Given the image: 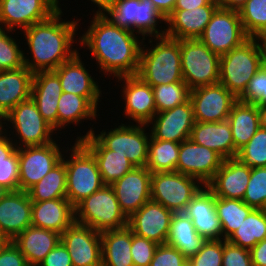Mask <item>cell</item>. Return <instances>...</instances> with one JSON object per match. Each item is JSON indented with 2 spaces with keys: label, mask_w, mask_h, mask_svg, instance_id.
I'll list each match as a JSON object with an SVG mask.
<instances>
[{
  "label": "cell",
  "mask_w": 266,
  "mask_h": 266,
  "mask_svg": "<svg viewBox=\"0 0 266 266\" xmlns=\"http://www.w3.org/2000/svg\"><path fill=\"white\" fill-rule=\"evenodd\" d=\"M184 213L192 220L197 233L206 240L223 239L222 226L215 208V195L206 185L188 203Z\"/></svg>",
  "instance_id": "cell-23"
},
{
  "label": "cell",
  "mask_w": 266,
  "mask_h": 266,
  "mask_svg": "<svg viewBox=\"0 0 266 266\" xmlns=\"http://www.w3.org/2000/svg\"><path fill=\"white\" fill-rule=\"evenodd\" d=\"M117 82H122L123 115L136 124H148L157 113L152 87L138 75L121 76ZM124 83V84H123Z\"/></svg>",
  "instance_id": "cell-18"
},
{
  "label": "cell",
  "mask_w": 266,
  "mask_h": 266,
  "mask_svg": "<svg viewBox=\"0 0 266 266\" xmlns=\"http://www.w3.org/2000/svg\"><path fill=\"white\" fill-rule=\"evenodd\" d=\"M63 15L60 8L47 20L35 23L20 33H24L27 41L25 45H28L30 50H27L30 56L24 52V66L32 73L54 71L79 51L73 44L76 43L78 46L79 43V36H76V33L81 19L66 21L63 20Z\"/></svg>",
  "instance_id": "cell-2"
},
{
  "label": "cell",
  "mask_w": 266,
  "mask_h": 266,
  "mask_svg": "<svg viewBox=\"0 0 266 266\" xmlns=\"http://www.w3.org/2000/svg\"><path fill=\"white\" fill-rule=\"evenodd\" d=\"M6 31V32H5ZM10 31L7 27H5L1 22H0V40L7 34L10 33Z\"/></svg>",
  "instance_id": "cell-62"
},
{
  "label": "cell",
  "mask_w": 266,
  "mask_h": 266,
  "mask_svg": "<svg viewBox=\"0 0 266 266\" xmlns=\"http://www.w3.org/2000/svg\"><path fill=\"white\" fill-rule=\"evenodd\" d=\"M103 16L112 24L135 32L143 39L165 36L166 27H159V23H166V19L151 0H115Z\"/></svg>",
  "instance_id": "cell-7"
},
{
  "label": "cell",
  "mask_w": 266,
  "mask_h": 266,
  "mask_svg": "<svg viewBox=\"0 0 266 266\" xmlns=\"http://www.w3.org/2000/svg\"><path fill=\"white\" fill-rule=\"evenodd\" d=\"M204 185L180 172H156L151 175V200L173 213L184 212L188 203Z\"/></svg>",
  "instance_id": "cell-11"
},
{
  "label": "cell",
  "mask_w": 266,
  "mask_h": 266,
  "mask_svg": "<svg viewBox=\"0 0 266 266\" xmlns=\"http://www.w3.org/2000/svg\"><path fill=\"white\" fill-rule=\"evenodd\" d=\"M10 242V239H8L1 231H0V251L7 245V243Z\"/></svg>",
  "instance_id": "cell-61"
},
{
  "label": "cell",
  "mask_w": 266,
  "mask_h": 266,
  "mask_svg": "<svg viewBox=\"0 0 266 266\" xmlns=\"http://www.w3.org/2000/svg\"><path fill=\"white\" fill-rule=\"evenodd\" d=\"M58 141L18 149L20 191H27L62 161L66 147Z\"/></svg>",
  "instance_id": "cell-13"
},
{
  "label": "cell",
  "mask_w": 266,
  "mask_h": 266,
  "mask_svg": "<svg viewBox=\"0 0 266 266\" xmlns=\"http://www.w3.org/2000/svg\"><path fill=\"white\" fill-rule=\"evenodd\" d=\"M14 36L8 33L0 40V71L15 70L24 66V51Z\"/></svg>",
  "instance_id": "cell-45"
},
{
  "label": "cell",
  "mask_w": 266,
  "mask_h": 266,
  "mask_svg": "<svg viewBox=\"0 0 266 266\" xmlns=\"http://www.w3.org/2000/svg\"><path fill=\"white\" fill-rule=\"evenodd\" d=\"M206 5H218L214 0H177L174 9L189 10Z\"/></svg>",
  "instance_id": "cell-56"
},
{
  "label": "cell",
  "mask_w": 266,
  "mask_h": 266,
  "mask_svg": "<svg viewBox=\"0 0 266 266\" xmlns=\"http://www.w3.org/2000/svg\"><path fill=\"white\" fill-rule=\"evenodd\" d=\"M247 0H218V6L223 9L238 11L246 4Z\"/></svg>",
  "instance_id": "cell-58"
},
{
  "label": "cell",
  "mask_w": 266,
  "mask_h": 266,
  "mask_svg": "<svg viewBox=\"0 0 266 266\" xmlns=\"http://www.w3.org/2000/svg\"><path fill=\"white\" fill-rule=\"evenodd\" d=\"M152 89L157 113L170 110L190 99V89L185 82L160 84Z\"/></svg>",
  "instance_id": "cell-42"
},
{
  "label": "cell",
  "mask_w": 266,
  "mask_h": 266,
  "mask_svg": "<svg viewBox=\"0 0 266 266\" xmlns=\"http://www.w3.org/2000/svg\"><path fill=\"white\" fill-rule=\"evenodd\" d=\"M155 8L164 16L166 19L174 10L177 0H151Z\"/></svg>",
  "instance_id": "cell-57"
},
{
  "label": "cell",
  "mask_w": 266,
  "mask_h": 266,
  "mask_svg": "<svg viewBox=\"0 0 266 266\" xmlns=\"http://www.w3.org/2000/svg\"><path fill=\"white\" fill-rule=\"evenodd\" d=\"M238 100L248 104L266 105V62L250 79Z\"/></svg>",
  "instance_id": "cell-47"
},
{
  "label": "cell",
  "mask_w": 266,
  "mask_h": 266,
  "mask_svg": "<svg viewBox=\"0 0 266 266\" xmlns=\"http://www.w3.org/2000/svg\"><path fill=\"white\" fill-rule=\"evenodd\" d=\"M38 266H73L69 252L65 245L60 241Z\"/></svg>",
  "instance_id": "cell-52"
},
{
  "label": "cell",
  "mask_w": 266,
  "mask_h": 266,
  "mask_svg": "<svg viewBox=\"0 0 266 266\" xmlns=\"http://www.w3.org/2000/svg\"><path fill=\"white\" fill-rule=\"evenodd\" d=\"M123 124L115 125L106 132L95 133V129L89 127L83 136H78L76 141L92 134L106 149L124 154L135 167H145L148 160V145L151 132H146L147 124ZM146 132V133H145Z\"/></svg>",
  "instance_id": "cell-9"
},
{
  "label": "cell",
  "mask_w": 266,
  "mask_h": 266,
  "mask_svg": "<svg viewBox=\"0 0 266 266\" xmlns=\"http://www.w3.org/2000/svg\"><path fill=\"white\" fill-rule=\"evenodd\" d=\"M250 174L251 168L237 158L225 159L214 178L206 186L215 197L242 200Z\"/></svg>",
  "instance_id": "cell-26"
},
{
  "label": "cell",
  "mask_w": 266,
  "mask_h": 266,
  "mask_svg": "<svg viewBox=\"0 0 266 266\" xmlns=\"http://www.w3.org/2000/svg\"><path fill=\"white\" fill-rule=\"evenodd\" d=\"M89 1V0H88ZM98 8L94 14L103 15L114 3L115 0H90ZM97 5V6H96Z\"/></svg>",
  "instance_id": "cell-59"
},
{
  "label": "cell",
  "mask_w": 266,
  "mask_h": 266,
  "mask_svg": "<svg viewBox=\"0 0 266 266\" xmlns=\"http://www.w3.org/2000/svg\"><path fill=\"white\" fill-rule=\"evenodd\" d=\"M73 266H102L101 232L74 222L61 234Z\"/></svg>",
  "instance_id": "cell-16"
},
{
  "label": "cell",
  "mask_w": 266,
  "mask_h": 266,
  "mask_svg": "<svg viewBox=\"0 0 266 266\" xmlns=\"http://www.w3.org/2000/svg\"><path fill=\"white\" fill-rule=\"evenodd\" d=\"M222 266H253L250 250L235 246L223 239Z\"/></svg>",
  "instance_id": "cell-51"
},
{
  "label": "cell",
  "mask_w": 266,
  "mask_h": 266,
  "mask_svg": "<svg viewBox=\"0 0 266 266\" xmlns=\"http://www.w3.org/2000/svg\"><path fill=\"white\" fill-rule=\"evenodd\" d=\"M158 244L132 232L131 254L134 266H149Z\"/></svg>",
  "instance_id": "cell-48"
},
{
  "label": "cell",
  "mask_w": 266,
  "mask_h": 266,
  "mask_svg": "<svg viewBox=\"0 0 266 266\" xmlns=\"http://www.w3.org/2000/svg\"><path fill=\"white\" fill-rule=\"evenodd\" d=\"M32 226L62 234L75 222V207L67 198L32 201Z\"/></svg>",
  "instance_id": "cell-28"
},
{
  "label": "cell",
  "mask_w": 266,
  "mask_h": 266,
  "mask_svg": "<svg viewBox=\"0 0 266 266\" xmlns=\"http://www.w3.org/2000/svg\"><path fill=\"white\" fill-rule=\"evenodd\" d=\"M9 192H10V190L8 188H6L2 184H0V199L5 197Z\"/></svg>",
  "instance_id": "cell-63"
},
{
  "label": "cell",
  "mask_w": 266,
  "mask_h": 266,
  "mask_svg": "<svg viewBox=\"0 0 266 266\" xmlns=\"http://www.w3.org/2000/svg\"><path fill=\"white\" fill-rule=\"evenodd\" d=\"M263 47V51L265 54V61H266V32L259 38Z\"/></svg>",
  "instance_id": "cell-64"
},
{
  "label": "cell",
  "mask_w": 266,
  "mask_h": 266,
  "mask_svg": "<svg viewBox=\"0 0 266 266\" xmlns=\"http://www.w3.org/2000/svg\"><path fill=\"white\" fill-rule=\"evenodd\" d=\"M242 201L254 209L266 210V167L251 168L250 180Z\"/></svg>",
  "instance_id": "cell-44"
},
{
  "label": "cell",
  "mask_w": 266,
  "mask_h": 266,
  "mask_svg": "<svg viewBox=\"0 0 266 266\" xmlns=\"http://www.w3.org/2000/svg\"><path fill=\"white\" fill-rule=\"evenodd\" d=\"M87 30L79 37L80 48L90 50L96 65L107 77L137 75L143 38L94 14ZM137 35V36H136ZM101 72V73H100Z\"/></svg>",
  "instance_id": "cell-1"
},
{
  "label": "cell",
  "mask_w": 266,
  "mask_h": 266,
  "mask_svg": "<svg viewBox=\"0 0 266 266\" xmlns=\"http://www.w3.org/2000/svg\"><path fill=\"white\" fill-rule=\"evenodd\" d=\"M172 215L162 204L149 200L128 218V227L138 236L158 245L165 244Z\"/></svg>",
  "instance_id": "cell-21"
},
{
  "label": "cell",
  "mask_w": 266,
  "mask_h": 266,
  "mask_svg": "<svg viewBox=\"0 0 266 266\" xmlns=\"http://www.w3.org/2000/svg\"><path fill=\"white\" fill-rule=\"evenodd\" d=\"M60 241L61 234L34 226H29L12 240L29 266H38Z\"/></svg>",
  "instance_id": "cell-31"
},
{
  "label": "cell",
  "mask_w": 266,
  "mask_h": 266,
  "mask_svg": "<svg viewBox=\"0 0 266 266\" xmlns=\"http://www.w3.org/2000/svg\"><path fill=\"white\" fill-rule=\"evenodd\" d=\"M151 175L146 167H134L111 185L127 218L151 200Z\"/></svg>",
  "instance_id": "cell-20"
},
{
  "label": "cell",
  "mask_w": 266,
  "mask_h": 266,
  "mask_svg": "<svg viewBox=\"0 0 266 266\" xmlns=\"http://www.w3.org/2000/svg\"><path fill=\"white\" fill-rule=\"evenodd\" d=\"M183 81L190 90L219 83L220 56L200 39H180Z\"/></svg>",
  "instance_id": "cell-10"
},
{
  "label": "cell",
  "mask_w": 266,
  "mask_h": 266,
  "mask_svg": "<svg viewBox=\"0 0 266 266\" xmlns=\"http://www.w3.org/2000/svg\"><path fill=\"white\" fill-rule=\"evenodd\" d=\"M32 201L27 191H10L0 199V231L11 241L32 226Z\"/></svg>",
  "instance_id": "cell-24"
},
{
  "label": "cell",
  "mask_w": 266,
  "mask_h": 266,
  "mask_svg": "<svg viewBox=\"0 0 266 266\" xmlns=\"http://www.w3.org/2000/svg\"><path fill=\"white\" fill-rule=\"evenodd\" d=\"M223 239L206 240L196 255L188 258V266H222Z\"/></svg>",
  "instance_id": "cell-46"
},
{
  "label": "cell",
  "mask_w": 266,
  "mask_h": 266,
  "mask_svg": "<svg viewBox=\"0 0 266 266\" xmlns=\"http://www.w3.org/2000/svg\"><path fill=\"white\" fill-rule=\"evenodd\" d=\"M131 245L132 231L128 226L101 232L102 266H134Z\"/></svg>",
  "instance_id": "cell-33"
},
{
  "label": "cell",
  "mask_w": 266,
  "mask_h": 266,
  "mask_svg": "<svg viewBox=\"0 0 266 266\" xmlns=\"http://www.w3.org/2000/svg\"><path fill=\"white\" fill-rule=\"evenodd\" d=\"M0 127L5 132H8L9 136H12L10 138L17 149L54 142L55 138L53 139L52 137L57 133L54 132L55 130L53 127L39 113L32 98L19 103L6 116H4L0 120ZM8 129H12L13 131H8Z\"/></svg>",
  "instance_id": "cell-6"
},
{
  "label": "cell",
  "mask_w": 266,
  "mask_h": 266,
  "mask_svg": "<svg viewBox=\"0 0 266 266\" xmlns=\"http://www.w3.org/2000/svg\"><path fill=\"white\" fill-rule=\"evenodd\" d=\"M205 242L184 212L173 213L166 244L178 249L188 259L196 255Z\"/></svg>",
  "instance_id": "cell-34"
},
{
  "label": "cell",
  "mask_w": 266,
  "mask_h": 266,
  "mask_svg": "<svg viewBox=\"0 0 266 266\" xmlns=\"http://www.w3.org/2000/svg\"><path fill=\"white\" fill-rule=\"evenodd\" d=\"M16 150L17 147L8 133L0 127V162L6 161Z\"/></svg>",
  "instance_id": "cell-54"
},
{
  "label": "cell",
  "mask_w": 266,
  "mask_h": 266,
  "mask_svg": "<svg viewBox=\"0 0 266 266\" xmlns=\"http://www.w3.org/2000/svg\"><path fill=\"white\" fill-rule=\"evenodd\" d=\"M234 147L239 150L246 145L260 128L256 104L237 101L228 116Z\"/></svg>",
  "instance_id": "cell-35"
},
{
  "label": "cell",
  "mask_w": 266,
  "mask_h": 266,
  "mask_svg": "<svg viewBox=\"0 0 266 266\" xmlns=\"http://www.w3.org/2000/svg\"><path fill=\"white\" fill-rule=\"evenodd\" d=\"M250 254L253 266H266V238L258 242Z\"/></svg>",
  "instance_id": "cell-55"
},
{
  "label": "cell",
  "mask_w": 266,
  "mask_h": 266,
  "mask_svg": "<svg viewBox=\"0 0 266 266\" xmlns=\"http://www.w3.org/2000/svg\"><path fill=\"white\" fill-rule=\"evenodd\" d=\"M69 148L62 157L66 166V198L76 207L105 184L93 154L80 141L75 140Z\"/></svg>",
  "instance_id": "cell-5"
},
{
  "label": "cell",
  "mask_w": 266,
  "mask_h": 266,
  "mask_svg": "<svg viewBox=\"0 0 266 266\" xmlns=\"http://www.w3.org/2000/svg\"><path fill=\"white\" fill-rule=\"evenodd\" d=\"M249 38L241 23L239 12L218 7L199 39L213 53L222 56Z\"/></svg>",
  "instance_id": "cell-12"
},
{
  "label": "cell",
  "mask_w": 266,
  "mask_h": 266,
  "mask_svg": "<svg viewBox=\"0 0 266 266\" xmlns=\"http://www.w3.org/2000/svg\"><path fill=\"white\" fill-rule=\"evenodd\" d=\"M193 142L217 152L224 160L236 158L232 131L228 120L219 122H196L191 130Z\"/></svg>",
  "instance_id": "cell-30"
},
{
  "label": "cell",
  "mask_w": 266,
  "mask_h": 266,
  "mask_svg": "<svg viewBox=\"0 0 266 266\" xmlns=\"http://www.w3.org/2000/svg\"><path fill=\"white\" fill-rule=\"evenodd\" d=\"M63 93L59 77L53 71L34 73L31 98L42 117L58 131V101Z\"/></svg>",
  "instance_id": "cell-27"
},
{
  "label": "cell",
  "mask_w": 266,
  "mask_h": 266,
  "mask_svg": "<svg viewBox=\"0 0 266 266\" xmlns=\"http://www.w3.org/2000/svg\"><path fill=\"white\" fill-rule=\"evenodd\" d=\"M53 72L59 77L63 92L86 97L98 108L103 91L86 69L79 52Z\"/></svg>",
  "instance_id": "cell-22"
},
{
  "label": "cell",
  "mask_w": 266,
  "mask_h": 266,
  "mask_svg": "<svg viewBox=\"0 0 266 266\" xmlns=\"http://www.w3.org/2000/svg\"><path fill=\"white\" fill-rule=\"evenodd\" d=\"M265 238L266 210L253 209L227 241L235 246L251 250Z\"/></svg>",
  "instance_id": "cell-37"
},
{
  "label": "cell",
  "mask_w": 266,
  "mask_h": 266,
  "mask_svg": "<svg viewBox=\"0 0 266 266\" xmlns=\"http://www.w3.org/2000/svg\"><path fill=\"white\" fill-rule=\"evenodd\" d=\"M79 141L95 157L105 185H112L135 167L128 160L126 153L120 154L106 149L92 134Z\"/></svg>",
  "instance_id": "cell-32"
},
{
  "label": "cell",
  "mask_w": 266,
  "mask_h": 266,
  "mask_svg": "<svg viewBox=\"0 0 266 266\" xmlns=\"http://www.w3.org/2000/svg\"><path fill=\"white\" fill-rule=\"evenodd\" d=\"M215 208L222 226L223 239L227 240L254 209L239 199L215 197Z\"/></svg>",
  "instance_id": "cell-40"
},
{
  "label": "cell",
  "mask_w": 266,
  "mask_h": 266,
  "mask_svg": "<svg viewBox=\"0 0 266 266\" xmlns=\"http://www.w3.org/2000/svg\"><path fill=\"white\" fill-rule=\"evenodd\" d=\"M196 122H219L228 119L238 98L220 82L190 90Z\"/></svg>",
  "instance_id": "cell-14"
},
{
  "label": "cell",
  "mask_w": 266,
  "mask_h": 266,
  "mask_svg": "<svg viewBox=\"0 0 266 266\" xmlns=\"http://www.w3.org/2000/svg\"><path fill=\"white\" fill-rule=\"evenodd\" d=\"M59 9L52 0H1L0 22L13 34L47 20Z\"/></svg>",
  "instance_id": "cell-15"
},
{
  "label": "cell",
  "mask_w": 266,
  "mask_h": 266,
  "mask_svg": "<svg viewBox=\"0 0 266 266\" xmlns=\"http://www.w3.org/2000/svg\"><path fill=\"white\" fill-rule=\"evenodd\" d=\"M0 184L10 191H19L18 149L6 161L0 162Z\"/></svg>",
  "instance_id": "cell-50"
},
{
  "label": "cell",
  "mask_w": 266,
  "mask_h": 266,
  "mask_svg": "<svg viewBox=\"0 0 266 266\" xmlns=\"http://www.w3.org/2000/svg\"><path fill=\"white\" fill-rule=\"evenodd\" d=\"M218 7L206 5L189 10L174 9L166 18L165 36L176 40L199 39Z\"/></svg>",
  "instance_id": "cell-25"
},
{
  "label": "cell",
  "mask_w": 266,
  "mask_h": 266,
  "mask_svg": "<svg viewBox=\"0 0 266 266\" xmlns=\"http://www.w3.org/2000/svg\"><path fill=\"white\" fill-rule=\"evenodd\" d=\"M194 123L193 105L189 99L170 110L156 113L147 125L154 139L181 143L190 138Z\"/></svg>",
  "instance_id": "cell-19"
},
{
  "label": "cell",
  "mask_w": 266,
  "mask_h": 266,
  "mask_svg": "<svg viewBox=\"0 0 266 266\" xmlns=\"http://www.w3.org/2000/svg\"><path fill=\"white\" fill-rule=\"evenodd\" d=\"M0 266H29L18 247L10 240L0 251Z\"/></svg>",
  "instance_id": "cell-53"
},
{
  "label": "cell",
  "mask_w": 266,
  "mask_h": 266,
  "mask_svg": "<svg viewBox=\"0 0 266 266\" xmlns=\"http://www.w3.org/2000/svg\"><path fill=\"white\" fill-rule=\"evenodd\" d=\"M149 266H188V259L175 247L160 244Z\"/></svg>",
  "instance_id": "cell-49"
},
{
  "label": "cell",
  "mask_w": 266,
  "mask_h": 266,
  "mask_svg": "<svg viewBox=\"0 0 266 266\" xmlns=\"http://www.w3.org/2000/svg\"><path fill=\"white\" fill-rule=\"evenodd\" d=\"M265 62L260 39L249 38L242 45L220 56L219 82L239 98Z\"/></svg>",
  "instance_id": "cell-4"
},
{
  "label": "cell",
  "mask_w": 266,
  "mask_h": 266,
  "mask_svg": "<svg viewBox=\"0 0 266 266\" xmlns=\"http://www.w3.org/2000/svg\"><path fill=\"white\" fill-rule=\"evenodd\" d=\"M33 76L26 66L0 71V120L19 103L31 98Z\"/></svg>",
  "instance_id": "cell-29"
},
{
  "label": "cell",
  "mask_w": 266,
  "mask_h": 266,
  "mask_svg": "<svg viewBox=\"0 0 266 266\" xmlns=\"http://www.w3.org/2000/svg\"><path fill=\"white\" fill-rule=\"evenodd\" d=\"M236 158L250 168L266 167V129L260 127Z\"/></svg>",
  "instance_id": "cell-43"
},
{
  "label": "cell",
  "mask_w": 266,
  "mask_h": 266,
  "mask_svg": "<svg viewBox=\"0 0 266 266\" xmlns=\"http://www.w3.org/2000/svg\"><path fill=\"white\" fill-rule=\"evenodd\" d=\"M238 12L250 38H260L266 32V0H247Z\"/></svg>",
  "instance_id": "cell-41"
},
{
  "label": "cell",
  "mask_w": 266,
  "mask_h": 266,
  "mask_svg": "<svg viewBox=\"0 0 266 266\" xmlns=\"http://www.w3.org/2000/svg\"><path fill=\"white\" fill-rule=\"evenodd\" d=\"M223 160L214 150L186 139L180 143L176 172L197 178L203 185H207Z\"/></svg>",
  "instance_id": "cell-17"
},
{
  "label": "cell",
  "mask_w": 266,
  "mask_h": 266,
  "mask_svg": "<svg viewBox=\"0 0 266 266\" xmlns=\"http://www.w3.org/2000/svg\"><path fill=\"white\" fill-rule=\"evenodd\" d=\"M97 111L99 112V109L88 98L63 92L57 108L58 132L66 126L69 128L71 124L80 125L84 120H97L96 117L100 116Z\"/></svg>",
  "instance_id": "cell-36"
},
{
  "label": "cell",
  "mask_w": 266,
  "mask_h": 266,
  "mask_svg": "<svg viewBox=\"0 0 266 266\" xmlns=\"http://www.w3.org/2000/svg\"><path fill=\"white\" fill-rule=\"evenodd\" d=\"M75 222L98 232L128 226V218L121 211L111 185H104L75 207Z\"/></svg>",
  "instance_id": "cell-8"
},
{
  "label": "cell",
  "mask_w": 266,
  "mask_h": 266,
  "mask_svg": "<svg viewBox=\"0 0 266 266\" xmlns=\"http://www.w3.org/2000/svg\"><path fill=\"white\" fill-rule=\"evenodd\" d=\"M180 143L154 139L152 136L148 145V160L146 168L151 173L175 172Z\"/></svg>",
  "instance_id": "cell-39"
},
{
  "label": "cell",
  "mask_w": 266,
  "mask_h": 266,
  "mask_svg": "<svg viewBox=\"0 0 266 266\" xmlns=\"http://www.w3.org/2000/svg\"><path fill=\"white\" fill-rule=\"evenodd\" d=\"M260 127L266 129V105H257Z\"/></svg>",
  "instance_id": "cell-60"
},
{
  "label": "cell",
  "mask_w": 266,
  "mask_h": 266,
  "mask_svg": "<svg viewBox=\"0 0 266 266\" xmlns=\"http://www.w3.org/2000/svg\"><path fill=\"white\" fill-rule=\"evenodd\" d=\"M153 39L152 37L148 39L150 47H146L144 44L146 38L143 39L137 75L151 87L184 82L181 70L180 40L167 36L153 37Z\"/></svg>",
  "instance_id": "cell-3"
},
{
  "label": "cell",
  "mask_w": 266,
  "mask_h": 266,
  "mask_svg": "<svg viewBox=\"0 0 266 266\" xmlns=\"http://www.w3.org/2000/svg\"><path fill=\"white\" fill-rule=\"evenodd\" d=\"M59 8H61V4L59 0H52Z\"/></svg>",
  "instance_id": "cell-65"
},
{
  "label": "cell",
  "mask_w": 266,
  "mask_h": 266,
  "mask_svg": "<svg viewBox=\"0 0 266 266\" xmlns=\"http://www.w3.org/2000/svg\"><path fill=\"white\" fill-rule=\"evenodd\" d=\"M31 201L66 198V166L63 161L27 190Z\"/></svg>",
  "instance_id": "cell-38"
}]
</instances>
